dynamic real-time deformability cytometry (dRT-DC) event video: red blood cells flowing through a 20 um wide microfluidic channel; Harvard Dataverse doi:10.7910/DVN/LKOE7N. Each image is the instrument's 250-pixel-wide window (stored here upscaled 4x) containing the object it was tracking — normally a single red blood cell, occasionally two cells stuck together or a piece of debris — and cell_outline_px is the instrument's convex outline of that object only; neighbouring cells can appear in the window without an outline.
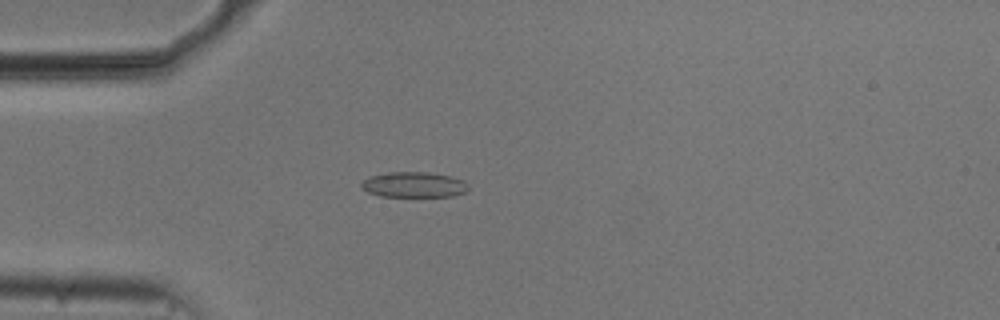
{"species": "common noctule bat (a hibernating species)", "species_latin": "Nyctalus noctula", "temperature_condition": "cold", "stored_images_in_passage": 31, "camera_frame_rate_fps": 3000, "um_per_image_px": 0.085, "animal": {"sex": "male", "body_mass_g": 20.5, "forearm_length_mm": 52.5}, "frame": {"image": 1, "passage_image": 4, "time_ms": 1.0, "image_size_px": [1000, 320], "cell_outline_px": [[468, 192], [452, 196], [380, 196], [368, 192], [360, 188], [360, 184], [368, 176], [392, 172], [428, 172], [452, 176], [464, 180], [468, 184]], "centroid_in_image_um": [35.2, 15.69], "position_along_channel_um": 49.8, "area_um2": 16.01}}
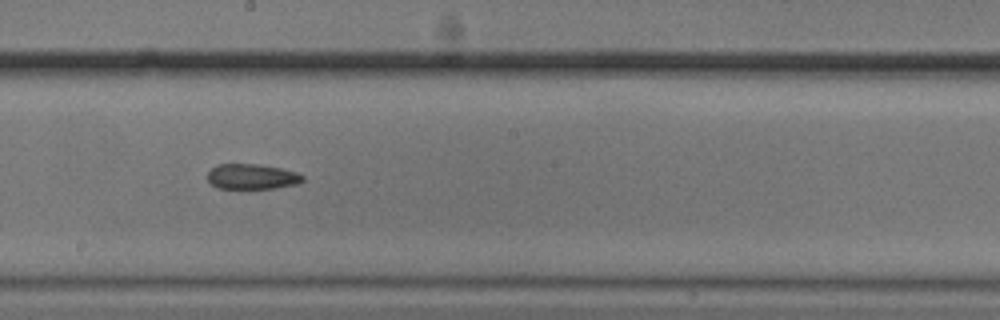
{"frame": {"image": 2, "passage_image": 19, "time_ms": 6.0, "image_size_px": [1000, 320], "cell_outline_px": [[304, 180], [296, 184], [272, 188], [216, 188], [208, 180], [208, 172], [216, 164], [256, 164], [280, 168], [296, 172], [304, 176]], "centroid_in_image_um": [21.4, 15.0], "position_along_channel_um": 226.8, "area_um2": 13.87}}
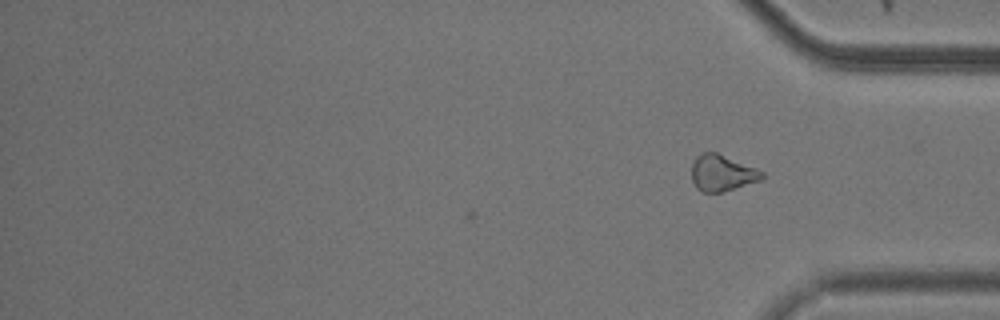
{"frame": {"image": 3, "passage_image": 31, "time_ms": 10.0, "image_size_px": [1000, 320], "cell_outline_px": [[764, 176], [760, 180], [720, 192], [700, 192], [696, 188], [692, 180], [692, 164], [696, 156], [704, 152], [716, 152], [756, 168], [764, 172]], "centroid_in_image_um": [61.34, 14.7], "position_along_channel_um": 373.9, "area_um2": 14.68}}